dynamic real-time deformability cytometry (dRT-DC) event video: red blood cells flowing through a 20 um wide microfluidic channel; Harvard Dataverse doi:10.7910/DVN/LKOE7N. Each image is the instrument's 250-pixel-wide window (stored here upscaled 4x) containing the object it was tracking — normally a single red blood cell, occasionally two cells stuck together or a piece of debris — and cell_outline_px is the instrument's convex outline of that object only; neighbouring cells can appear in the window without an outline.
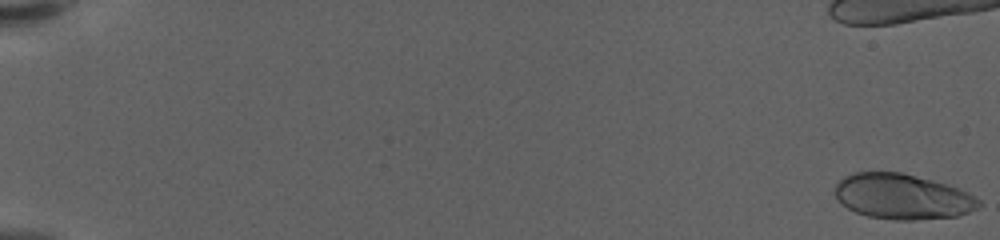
{"species": "human", "species_latin": "Homo sapiens", "temperature_condition": "warm", "stored_images_in_passage": 30, "camera_frame_rate_fps": 3000, "um_per_image_px": 0.085, "donor": {"sex": "female"}, "frame": {"image": 1, "passage_image": 1, "time_ms": 0.0, "image_size_px": [1000, 240], "cell_outline_px": [[980, 204], [976, 208], [968, 212], [956, 216], [916, 220], [892, 220], [868, 216], [856, 212], [848, 208], [836, 196], [836, 184], [844, 176], [856, 172], [900, 172], [932, 180], [968, 192], [980, 200]], "centroid_in_image_um": [76.7, 16.71], "position_along_channel_um": 8.3, "area_um2": 37.57}}